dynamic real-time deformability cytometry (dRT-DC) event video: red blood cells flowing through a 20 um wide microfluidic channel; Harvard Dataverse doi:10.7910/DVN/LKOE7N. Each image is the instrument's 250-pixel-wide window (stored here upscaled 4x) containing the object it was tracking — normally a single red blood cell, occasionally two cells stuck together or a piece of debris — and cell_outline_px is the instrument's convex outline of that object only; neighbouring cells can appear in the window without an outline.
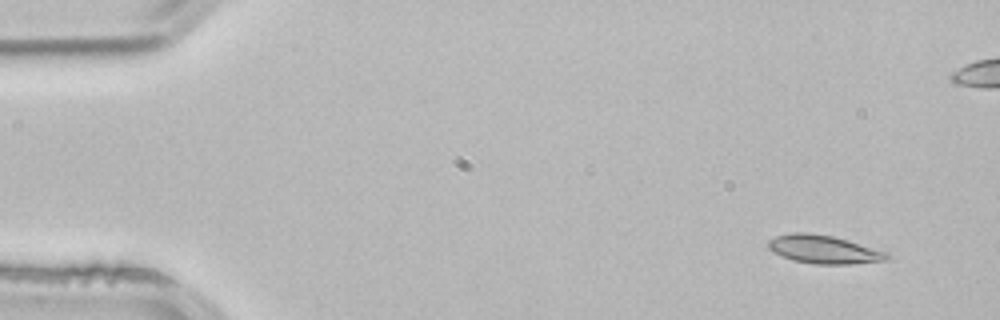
{"species": "common noctule bat (a hibernating species)", "species_latin": "Nyctalus noctula", "temperature_condition": "room temperature", "stored_images_in_passage": 4, "camera_frame_rate_fps": 3000, "um_per_image_px": 0.085, "animal": {"sex": "male", "body_mass_g": 21.5, "forearm_length_mm": 52.0}, "frame": {"image": 1, "passage_image": 1, "time_ms": 0.0, "image_size_px": [1000, 320], "cell_outline_px": [[888, 260], [848, 264], [816, 264], [792, 260], [772, 252], [768, 248], [768, 240], [776, 236], [792, 232], [808, 232], [832, 236], [884, 252], [888, 256]], "centroid_in_image_um": [69.91, 21.2], "position_along_channel_um": 15.1, "area_um2": 19.19}}
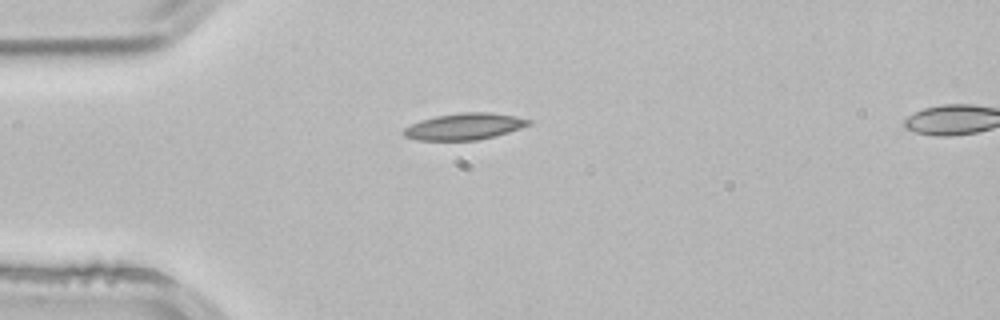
{"frame": {"image": 2, "passage_image": 4, "time_ms": 1.0, "image_size_px": [1000, 320], "cell_outline_px": [[532, 124], [496, 136], [476, 140], [416, 140], [404, 136], [404, 128], [420, 120], [436, 116], [460, 112], [488, 112], [512, 116], [532, 120]], "centroid_in_image_um": [39.47, 10.75], "position_along_channel_um": 45.5, "area_um2": 19.19}}